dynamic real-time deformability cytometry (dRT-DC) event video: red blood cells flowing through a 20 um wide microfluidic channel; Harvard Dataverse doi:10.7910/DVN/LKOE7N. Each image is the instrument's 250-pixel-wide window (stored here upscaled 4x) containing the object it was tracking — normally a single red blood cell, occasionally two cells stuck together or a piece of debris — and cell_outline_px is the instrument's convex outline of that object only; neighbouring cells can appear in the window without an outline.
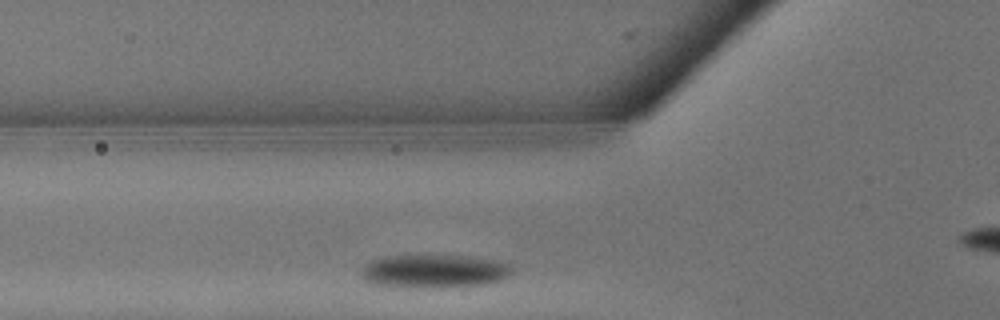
{"species": "common noctule bat (a hibernating species)", "species_latin": "Nyctalus noctula", "temperature_condition": "warm", "stored_images_in_passage": 14, "segment_of_instrument_passage": [1, 2], "camera_frame_rate_fps": 3000, "um_per_image_px": 0.085, "animal": {"sex": "male", "body_mass_g": 13.3}, "frame": {"image": 1, "passage_image": 4, "time_ms": 1.0, "image_size_px": [1000, 320], "cell_outline_px": [[512, 272], [508, 276], [500, 280], [488, 284], [448, 288], [424, 288], [372, 284], [364, 280], [360, 272], [372, 260], [388, 256], [428, 252], [476, 256], [500, 260], [512, 264]], "centroid_in_image_um": [36.99, 23.0], "position_along_channel_um": 88.8, "area_um2": 30.92}}
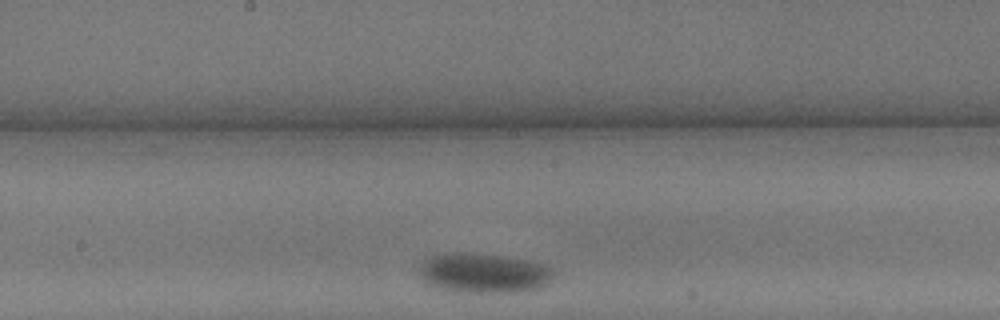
{"frame": {"image": 2, "passage_image": 9, "time_ms": 2.667, "image_size_px": [1000, 320], "cell_outline_px": [[556, 272], [552, 280], [548, 284], [540, 288], [524, 292], [464, 292], [436, 288], [424, 284], [416, 272], [416, 268], [424, 260], [432, 256], [444, 252], [476, 252], [524, 260], [544, 264], [552, 268]], "centroid_in_image_um": [41.06, 23.21], "position_along_channel_um": 207.1, "area_um2": 32.02}}
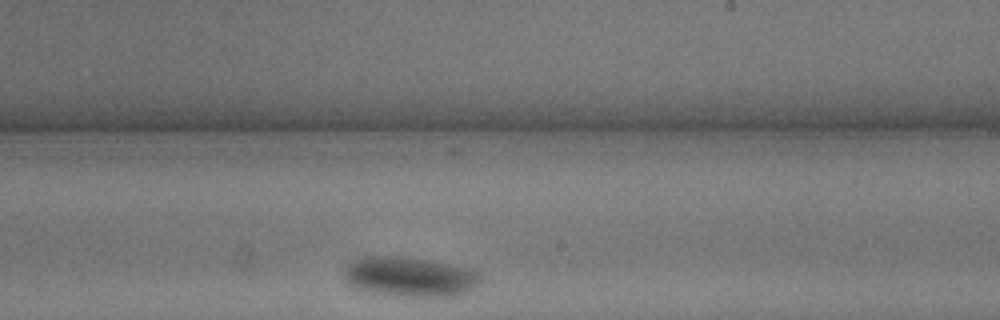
{"frame": {"image": 3, "passage_image": 11, "time_ms": 3.333, "image_size_px": [1000, 320], "cell_outline_px": [[484, 280], [468, 292], [460, 296], [396, 296], [364, 292], [352, 288], [348, 284], [344, 276], [344, 268], [348, 264], [364, 256], [408, 256], [432, 260], [468, 268], [480, 272]], "centroid_in_image_um": [34.85, 23.53], "position_along_channel_um": 254.2, "area_um2": 32.48}}